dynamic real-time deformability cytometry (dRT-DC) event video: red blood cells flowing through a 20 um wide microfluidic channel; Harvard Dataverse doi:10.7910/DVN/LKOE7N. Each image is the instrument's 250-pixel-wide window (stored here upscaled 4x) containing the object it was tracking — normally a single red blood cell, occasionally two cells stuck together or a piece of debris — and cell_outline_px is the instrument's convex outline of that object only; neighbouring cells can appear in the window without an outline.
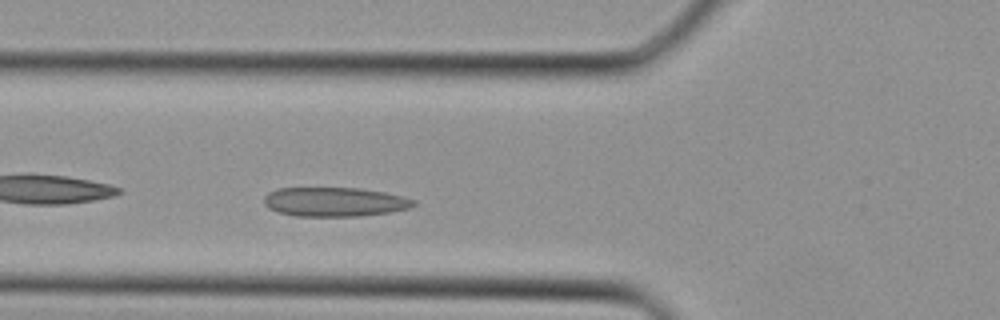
{"species": "Egyptian fruit bat (a non-hibernating species)", "species_latin": "Rousettus aegyptiacus", "temperature_condition": "cold", "stored_images_in_passage": 31, "camera_frame_rate_fps": 3000, "um_per_image_px": 0.085, "animal": {"sex": "female"}, "frame": {"image": 1, "passage_image": 7, "time_ms": 2.0, "image_size_px": [1000, 320], "cell_outline_px": [[416, 204], [412, 208], [388, 212], [360, 216], [296, 216], [280, 212], [268, 208], [264, 204], [264, 196], [268, 192], [276, 188], [360, 188], [384, 192], [416, 200]], "centroid_in_image_um": [28.43, 17.15], "position_along_channel_um": 97.4, "area_um2": 25.49}}
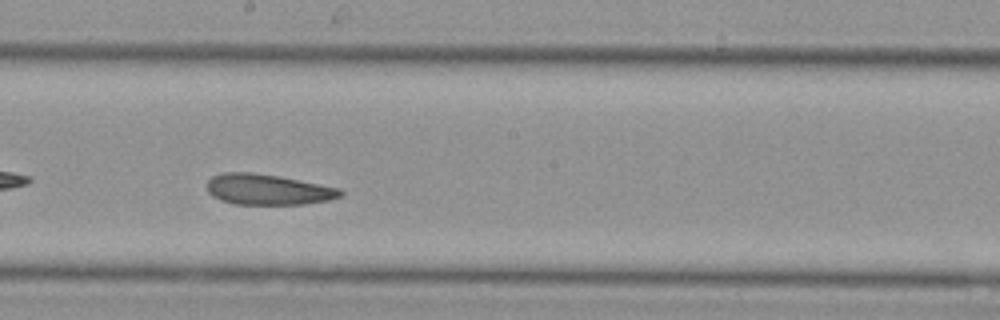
{"frame": {"image": 2, "passage_image": 14, "time_ms": 4.333, "image_size_px": [1000, 320], "cell_outline_px": [[344, 192], [340, 196], [328, 200], [304, 204], [236, 204], [220, 200], [212, 196], [208, 192], [208, 180], [212, 176], [224, 172], [252, 172], [276, 176], [340, 188]], "centroid_in_image_um": [22.74, 16.11], "position_along_channel_um": 225.5, "area_um2": 23.58}}
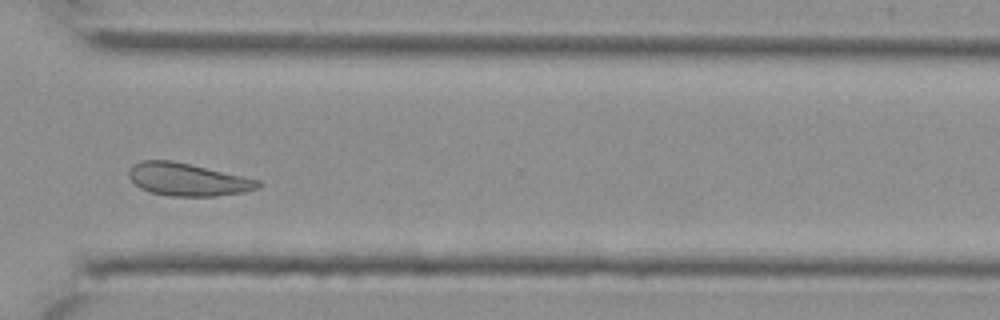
{"frame": {"image": 3, "passage_image": 21, "time_ms": 6.667, "image_size_px": [1000, 320], "cell_outline_px": [[260, 188], [244, 192], [216, 196], [168, 196], [152, 192], [140, 188], [128, 176], [128, 172], [132, 164], [140, 160], [172, 160], [260, 180]], "centroid_in_image_um": [15.93, 15.25], "position_along_channel_um": 354.7, "area_um2": 24.57}}